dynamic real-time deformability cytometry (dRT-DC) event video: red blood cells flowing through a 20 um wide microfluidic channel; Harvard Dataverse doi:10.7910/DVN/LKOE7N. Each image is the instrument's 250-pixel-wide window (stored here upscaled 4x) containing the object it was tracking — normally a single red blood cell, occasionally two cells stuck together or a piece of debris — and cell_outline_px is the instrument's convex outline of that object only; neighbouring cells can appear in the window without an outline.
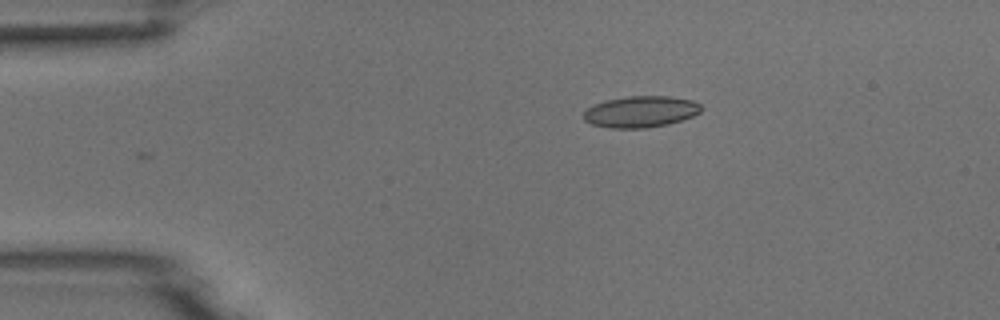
{"species": "common noctule bat (a hibernating species)", "species_latin": "Nyctalus noctula", "temperature_condition": "room temperature", "stored_images_in_passage": 6, "camera_frame_rate_fps": 3000, "um_per_image_px": 0.085, "animal": {"sex": "male", "body_mass_g": 18.8}, "frame": {"image": 1, "passage_image": 3, "time_ms": 2.333, "image_size_px": [1000, 320], "cell_outline_px": [[704, 108], [700, 112], [692, 116], [668, 124], [648, 128], [612, 128], [592, 124], [584, 120], [584, 112], [592, 104], [604, 100], [628, 96], [668, 96], [692, 100], [700, 104]], "centroid_in_image_um": [54.46, 9.49], "position_along_channel_um": 30.5, "area_um2": 21.56}}
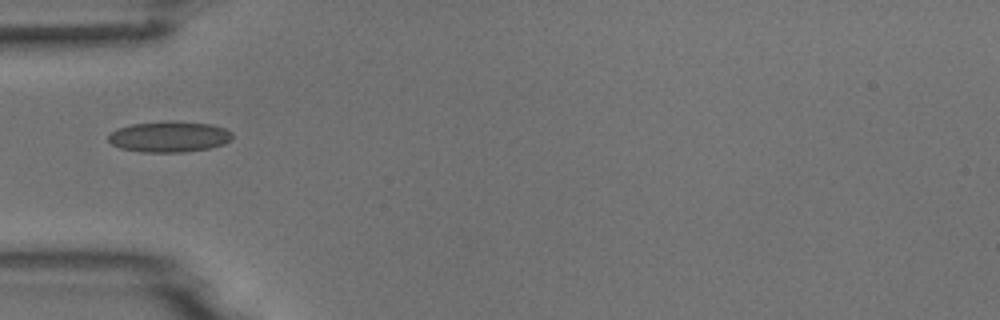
{"frame": {"image": 2, "passage_image": 5, "time_ms": 4.667, "image_size_px": [1000, 320], "cell_outline_px": [[232, 136], [224, 144], [208, 148], [184, 152], [144, 152], [120, 148], [112, 144], [108, 140], [108, 136], [116, 128], [132, 124], [164, 120], [172, 120], [212, 124], [224, 128], [232, 132]], "centroid_in_image_um": [14.36, 11.6], "position_along_channel_um": 70.6, "area_um2": 22.43}}